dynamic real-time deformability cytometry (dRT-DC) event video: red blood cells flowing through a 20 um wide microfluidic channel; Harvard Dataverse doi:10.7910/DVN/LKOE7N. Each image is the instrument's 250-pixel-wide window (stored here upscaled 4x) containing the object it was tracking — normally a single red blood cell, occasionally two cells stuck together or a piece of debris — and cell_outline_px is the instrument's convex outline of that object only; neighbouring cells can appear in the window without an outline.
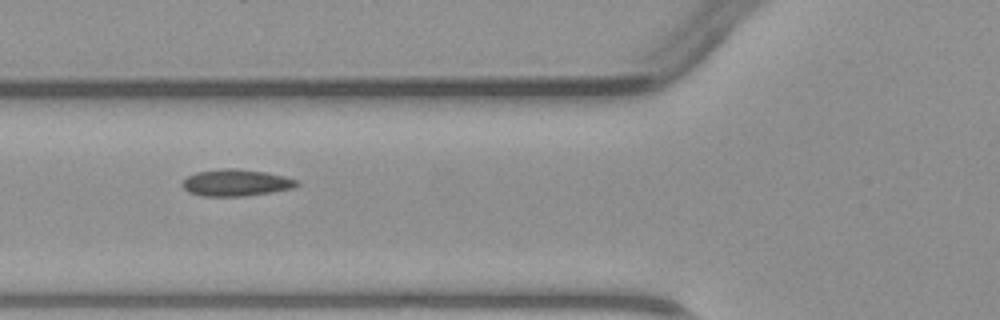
{"species": "common noctule bat (a hibernating species)", "species_latin": "Nyctalus noctula", "temperature_condition": "warm", "stored_images_in_passage": 4, "camera_frame_rate_fps": 3000, "um_per_image_px": 0.085, "animal": {"sex": "male", "body_mass_g": 23.1, "forearm_length_mm": 52.7}, "frame": {"image": 1, "passage_image": 4, "time_ms": 3.333, "image_size_px": [1000, 320], "cell_outline_px": [[300, 184], [292, 188], [272, 192], [244, 196], [204, 196], [188, 192], [180, 184], [188, 176], [196, 172], [224, 168], [236, 168], [264, 172], [284, 176], [296, 180]], "centroid_in_image_um": [20.04, 15.53], "position_along_channel_um": 105.8, "area_um2": 17.74}}